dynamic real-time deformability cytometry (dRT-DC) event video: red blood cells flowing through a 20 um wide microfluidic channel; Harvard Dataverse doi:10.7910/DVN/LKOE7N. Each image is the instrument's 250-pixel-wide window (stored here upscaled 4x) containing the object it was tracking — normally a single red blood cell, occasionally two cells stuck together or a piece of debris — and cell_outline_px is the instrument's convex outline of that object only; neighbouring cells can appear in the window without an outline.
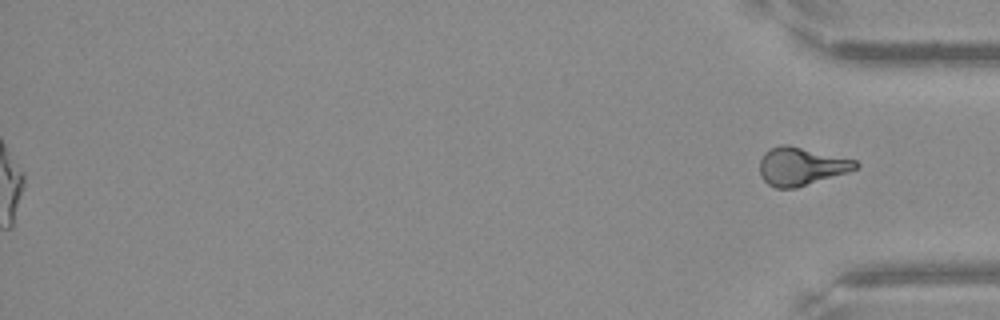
{"species": "Egyptian fruit bat (a non-hibernating species)", "species_latin": "Rousettus aegyptiacus", "temperature_condition": "warm", "stored_images_in_passage": 55, "segment_of_instrument_passage": [2, 2], "camera_frame_rate_fps": 3000, "um_per_image_px": 0.085, "frame": {"image": 1, "passage_image": 55, "time_ms": 18.0, "image_size_px": [1000, 320], "cell_outline_px": [[860, 164], [856, 168], [848, 172], [796, 188], [776, 188], [768, 184], [760, 176], [760, 160], [764, 152], [780, 144], [788, 144], [856, 160]], "centroid_in_image_um": [68.08, 14.13], "position_along_channel_um": 367.1, "area_um2": 21.27}}